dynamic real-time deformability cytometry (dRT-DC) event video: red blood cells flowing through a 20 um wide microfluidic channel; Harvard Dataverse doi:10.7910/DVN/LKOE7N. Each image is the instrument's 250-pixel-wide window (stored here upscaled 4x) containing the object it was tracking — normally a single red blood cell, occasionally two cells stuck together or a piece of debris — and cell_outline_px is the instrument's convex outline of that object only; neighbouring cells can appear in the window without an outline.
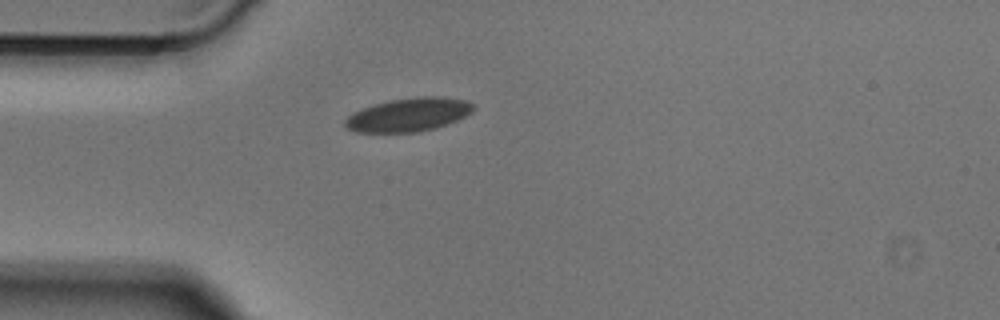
{"species": "Egyptian fruit bat (a non-hibernating species)", "species_latin": "Rousettus aegyptiacus", "temperature_condition": "cold", "stored_images_in_passage": 21, "camera_frame_rate_fps": 3000, "um_per_image_px": 0.085, "animal": {"sex": "male"}, "frame": {"image": 1, "passage_image": 1, "time_ms": 0.0, "image_size_px": [1000, 320], "cell_outline_px": [[476, 108], [472, 112], [448, 124], [436, 128], [420, 132], [356, 132], [348, 128], [344, 124], [344, 120], [352, 112], [376, 104], [392, 100], [424, 96], [440, 96], [464, 100], [472, 104]], "centroid_in_image_um": [34.74, 9.76], "position_along_channel_um": 50.3, "area_um2": 24.85}}
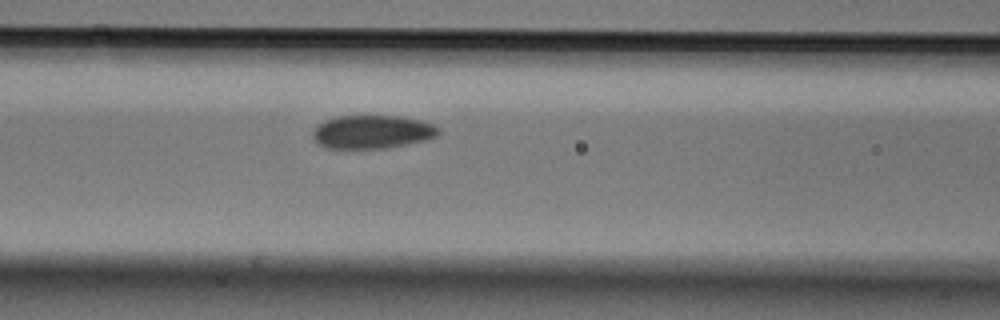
{"frame": {"image": 2, "passage_image": 8, "time_ms": 2.333, "image_size_px": [1000, 320], "cell_outline_px": [[440, 132], [436, 136], [424, 140], [384, 148], [328, 148], [320, 144], [312, 136], [312, 132], [324, 120], [336, 116], [400, 116], [420, 120], [432, 124], [440, 128]], "centroid_in_image_um": [31.64, 11.2], "position_along_channel_um": 135.0, "area_um2": 24.16}}
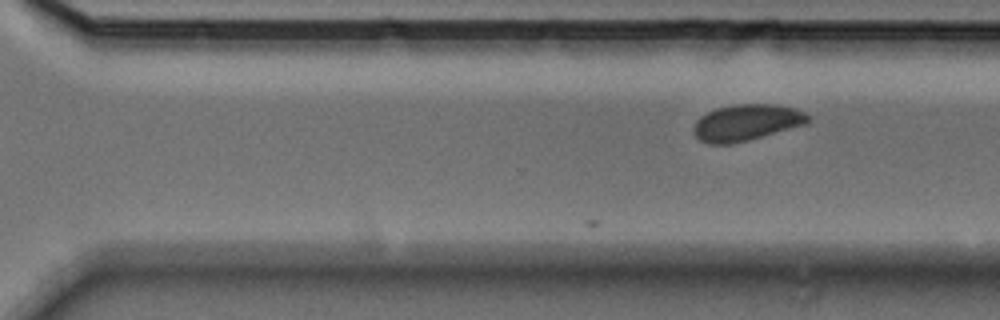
{"frame": {"image": 3, "passage_image": 21, "time_ms": 6.667, "image_size_px": [1000, 320], "cell_outline_px": [[812, 120], [808, 124], [748, 140], [728, 144], [708, 144], [700, 140], [696, 136], [692, 128], [696, 120], [700, 116], [716, 108], [736, 104], [768, 104], [796, 108], [812, 116]], "centroid_in_image_um": [63.48, 10.41], "position_along_channel_um": 307.1, "area_um2": 24.39}}